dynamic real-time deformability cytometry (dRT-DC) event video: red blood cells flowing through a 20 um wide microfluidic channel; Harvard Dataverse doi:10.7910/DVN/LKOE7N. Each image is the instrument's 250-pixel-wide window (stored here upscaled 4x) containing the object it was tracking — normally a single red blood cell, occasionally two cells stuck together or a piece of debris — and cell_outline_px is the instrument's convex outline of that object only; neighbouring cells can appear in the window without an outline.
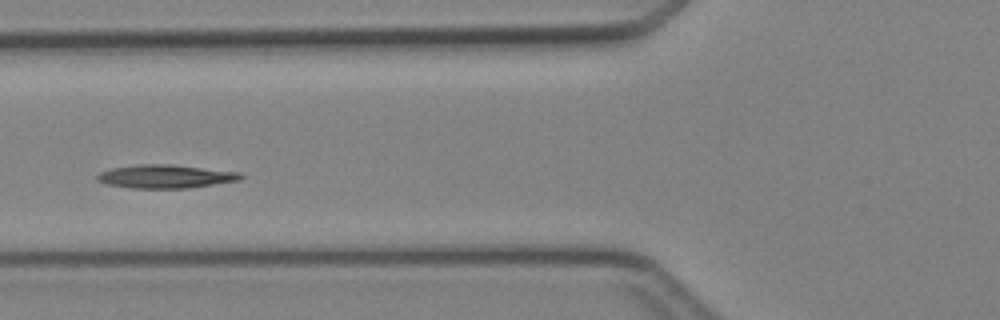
{"species": "Egyptian fruit bat (a non-hibernating species)", "species_latin": "Rousettus aegyptiacus", "temperature_condition": "cold", "stored_images_in_passage": 3, "camera_frame_rate_fps": 3000, "um_per_image_px": 0.085, "animal": {"sex": "female"}, "frame": {"image": 1, "passage_image": 3, "time_ms": 2.333, "image_size_px": [1000, 320], "cell_outline_px": [[244, 176], [240, 180], [188, 188], [132, 188], [104, 184], [96, 180], [96, 176], [100, 172], [112, 168], [136, 164], [172, 164], [240, 172]], "centroid_in_image_um": [14.04, 14.99], "position_along_channel_um": 111.8, "area_um2": 19.71}}